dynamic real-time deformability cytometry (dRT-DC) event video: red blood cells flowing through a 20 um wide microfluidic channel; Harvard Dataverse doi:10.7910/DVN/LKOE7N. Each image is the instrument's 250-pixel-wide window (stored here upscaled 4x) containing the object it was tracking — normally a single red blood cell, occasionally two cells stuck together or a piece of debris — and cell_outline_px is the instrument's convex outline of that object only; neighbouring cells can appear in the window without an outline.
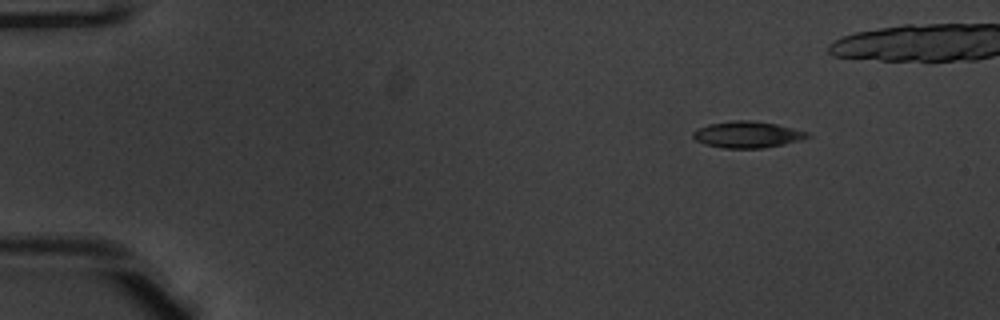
{"species": "common noctule bat (a hibernating species)", "species_latin": "Nyctalus noctula", "temperature_condition": "warm", "stored_images_in_passage": 40, "camera_frame_rate_fps": 3000, "um_per_image_px": 0.085, "animal": {"sex": "male", "body_mass_g": 20.1, "forearm_length_mm": 53.5}, "frame": {"image": 1, "passage_image": 1, "time_ms": 0.0, "image_size_px": [1000, 320], "cell_outline_px": [[812, 136], [804, 140], [764, 148], [724, 148], [704, 144], [696, 140], [692, 136], [692, 132], [696, 128], [708, 124], [732, 120], [752, 120], [776, 124], [808, 132]], "centroid_in_image_um": [63.53, 11.43], "position_along_channel_um": 21.5, "area_um2": 17.86}}
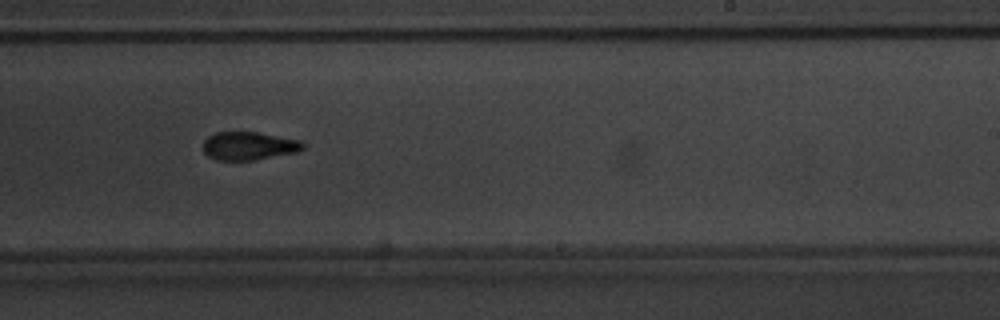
{"frame": {"image": 2, "passage_image": 27, "time_ms": 8.667, "image_size_px": [1000, 320], "cell_outline_px": [[304, 148], [296, 152], [252, 160], [216, 160], [208, 156], [204, 152], [204, 140], [208, 136], [216, 132], [256, 132], [300, 140], [304, 144]], "centroid_in_image_um": [21.13, 12.4], "position_along_channel_um": 267.9, "area_um2": 16.24}}
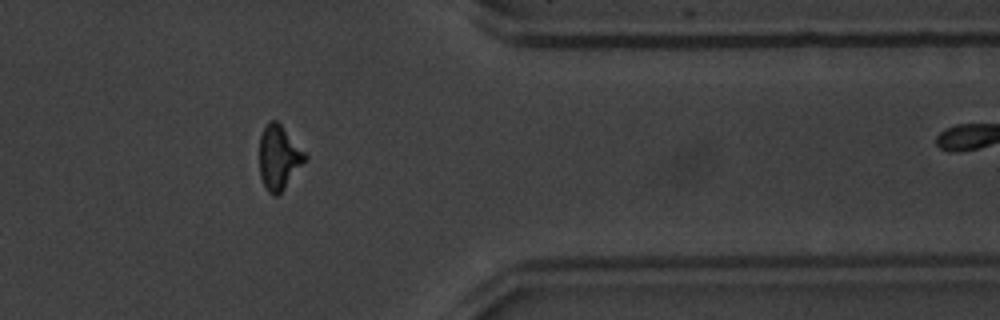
{"frame": {"image": 3, "passage_image": 37, "time_ms": 12.0, "image_size_px": [1000, 320], "cell_outline_px": [[308, 160], [284, 188], [276, 196], [272, 196], [268, 192], [260, 180], [260, 136], [264, 128], [272, 120], [276, 120], [280, 124], [308, 156]], "centroid_in_image_um": [23.71, 13.43], "position_along_channel_um": 387.7, "area_um2": 16.99}, "authors_computed_cell_mechanics": {"area_um2": 17.4845, "velocity_mm_per_s": 3.9522, "shape_relaxation_time_tau1_ms": 2.6012, "shape_relaxation_time_tau2_ms": 2.2156, "deformation_change_tau1": 0.1486, "deformation_change_tau2": 0.0826}}